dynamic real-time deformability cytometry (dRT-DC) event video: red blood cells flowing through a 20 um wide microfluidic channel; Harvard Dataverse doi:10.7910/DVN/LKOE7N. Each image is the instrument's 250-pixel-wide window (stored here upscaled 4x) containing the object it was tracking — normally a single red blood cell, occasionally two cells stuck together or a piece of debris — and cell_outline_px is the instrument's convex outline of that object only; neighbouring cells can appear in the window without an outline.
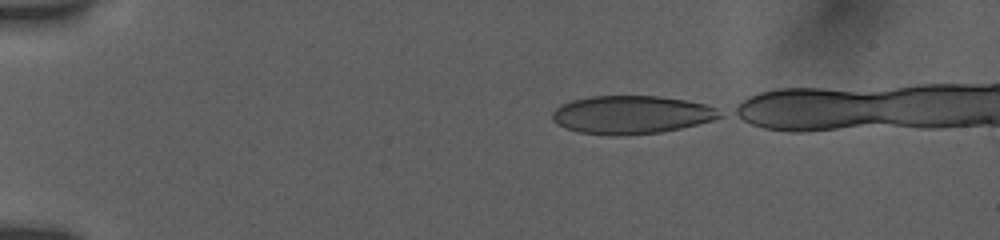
{"species": "human", "species_latin": "Homo sapiens", "temperature_condition": "room temperature", "stored_images_in_passage": 16, "camera_frame_rate_fps": 3000, "um_per_image_px": 0.085, "donor": {"sex": "female"}, "frame": {"image": 1, "passage_image": 1, "time_ms": 0.0, "image_size_px": [1000, 240], "cell_outline_px": [[720, 116], [712, 120], [680, 128], [660, 132], [620, 136], [616, 136], [580, 132], [564, 128], [552, 120], [552, 112], [556, 108], [572, 100], [592, 96], [660, 96], [684, 100], [704, 104], [712, 108]], "centroid_in_image_um": [53.58, 9.76], "position_along_channel_um": 31.4, "area_um2": 36.7}}
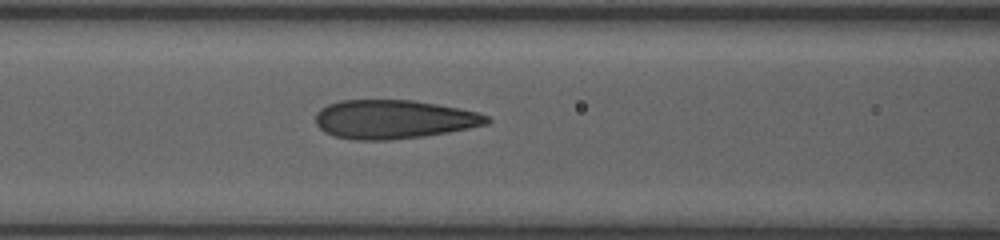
{"frame": {"image": 2, "passage_image": 9, "time_ms": 4.667, "image_size_px": [1000, 240], "cell_outline_px": [[492, 120], [488, 124], [448, 132], [424, 136], [388, 140], [356, 140], [336, 136], [324, 132], [316, 124], [316, 112], [320, 108], [328, 104], [340, 100], [412, 100], [436, 104], [476, 112], [488, 116]], "centroid_in_image_um": [33.44, 10.14], "position_along_channel_um": 133.2, "area_um2": 38.61}}
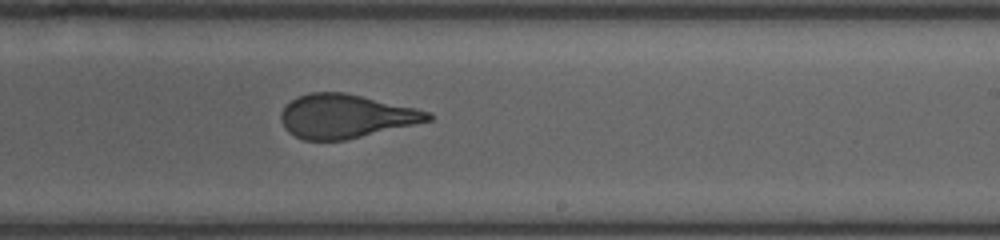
{"frame": {"image": 3, "passage_image": 16, "time_ms": 8.0, "image_size_px": [1000, 240], "cell_outline_px": [[432, 120], [344, 140], [304, 140], [288, 132], [284, 128], [280, 120], [280, 112], [296, 96], [312, 92], [344, 92], [416, 108], [428, 112], [432, 116]], "centroid_in_image_um": [29.34, 9.87], "position_along_channel_um": 259.7, "area_um2": 37.17}}